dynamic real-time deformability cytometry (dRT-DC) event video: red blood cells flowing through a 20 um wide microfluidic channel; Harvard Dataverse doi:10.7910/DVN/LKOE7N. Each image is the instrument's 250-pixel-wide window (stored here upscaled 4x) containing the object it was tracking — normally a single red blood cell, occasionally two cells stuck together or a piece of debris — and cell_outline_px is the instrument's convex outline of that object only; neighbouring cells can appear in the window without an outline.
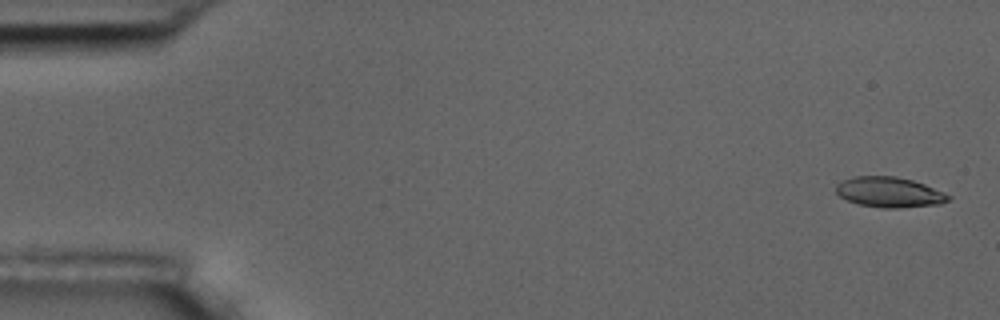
{"species": "common noctule bat (a hibernating species)", "species_latin": "Nyctalus noctula", "temperature_condition": "room temperature", "stored_images_in_passage": 4, "camera_frame_rate_fps": 3000, "um_per_image_px": 0.085, "animal": {"sex": "male", "body_mass_g": 17.5, "forearm_length_mm": 52.3}, "frame": {"image": 1, "passage_image": 1, "time_ms": 0.0, "image_size_px": [1000, 320], "cell_outline_px": [[952, 200], [940, 204], [896, 208], [884, 208], [860, 204], [848, 200], [840, 196], [836, 192], [836, 184], [852, 176], [896, 176], [912, 180], [924, 184], [944, 192], [952, 196]], "centroid_in_image_um": [75.63, 16.33], "position_along_channel_um": 9.4, "area_um2": 19.83}}